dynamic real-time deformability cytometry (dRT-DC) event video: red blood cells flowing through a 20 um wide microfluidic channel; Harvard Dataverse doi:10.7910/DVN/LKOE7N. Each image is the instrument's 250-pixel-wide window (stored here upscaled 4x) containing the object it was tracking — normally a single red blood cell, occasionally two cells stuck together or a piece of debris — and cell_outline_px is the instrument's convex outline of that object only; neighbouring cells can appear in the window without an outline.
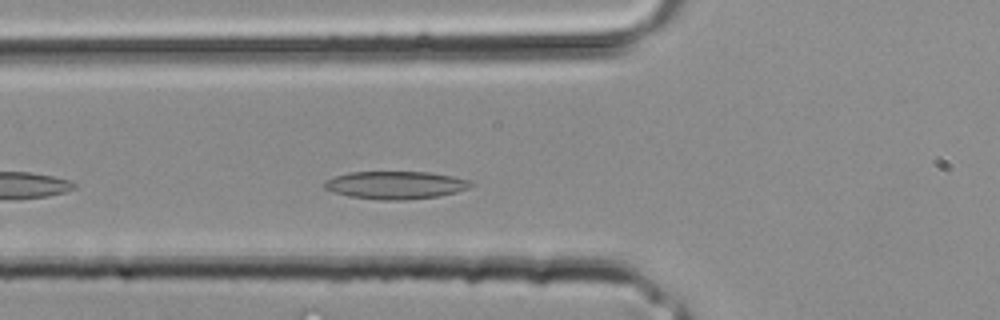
{"species": "common noctule bat (a hibernating species)", "species_latin": "Nyctalus noctula", "temperature_condition": "room temperature", "stored_images_in_passage": 25, "camera_frame_rate_fps": 3000, "um_per_image_px": 0.085, "animal": {"sex": "male", "body_mass_g": 20.4}, "frame": {"image": 1, "passage_image": 5, "time_ms": 1.333, "image_size_px": [1000, 320], "cell_outline_px": [[476, 184], [468, 188], [456, 192], [436, 196], [404, 200], [376, 200], [348, 196], [332, 192], [324, 188], [324, 180], [348, 172], [428, 172], [452, 176], [472, 180]], "centroid_in_image_um": [33.62, 15.73], "position_along_channel_um": 92.2, "area_um2": 23.87}}
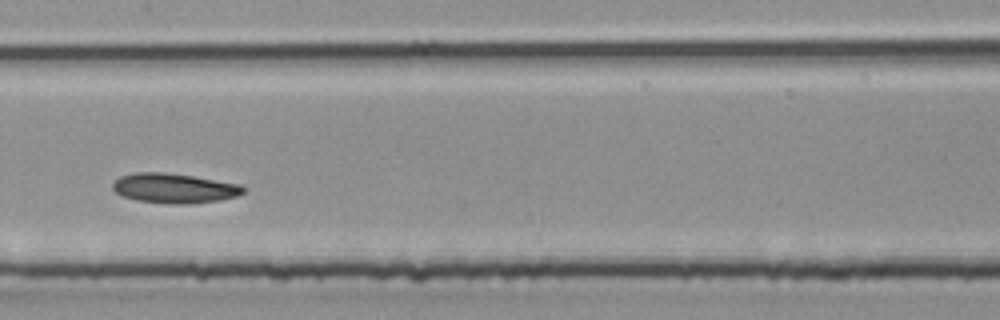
{"frame": {"image": 2, "passage_image": 10, "time_ms": 3.0, "image_size_px": [1000, 320], "cell_outline_px": [[244, 192], [236, 196], [220, 200], [188, 204], [172, 204], [136, 200], [124, 196], [116, 192], [112, 188], [112, 184], [120, 176], [136, 172], [164, 172], [192, 176], [240, 184], [244, 188]], "centroid_in_image_um": [14.8, 16.0], "position_along_channel_um": 192.6, "area_um2": 22.48}}
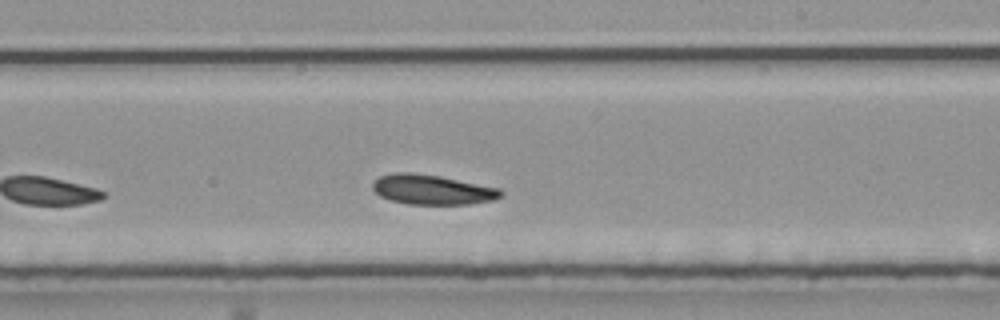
{"frame": {"image": 3, "passage_image": 13, "time_ms": 4.0, "image_size_px": [1000, 320], "cell_outline_px": [[504, 192], [500, 196], [492, 200], [472, 204], [408, 204], [388, 200], [380, 196], [372, 188], [372, 184], [380, 176], [396, 172], [412, 172], [440, 176], [500, 188]], "centroid_in_image_um": [36.73, 16.12], "position_along_channel_um": 252.3, "area_um2": 22.31}}